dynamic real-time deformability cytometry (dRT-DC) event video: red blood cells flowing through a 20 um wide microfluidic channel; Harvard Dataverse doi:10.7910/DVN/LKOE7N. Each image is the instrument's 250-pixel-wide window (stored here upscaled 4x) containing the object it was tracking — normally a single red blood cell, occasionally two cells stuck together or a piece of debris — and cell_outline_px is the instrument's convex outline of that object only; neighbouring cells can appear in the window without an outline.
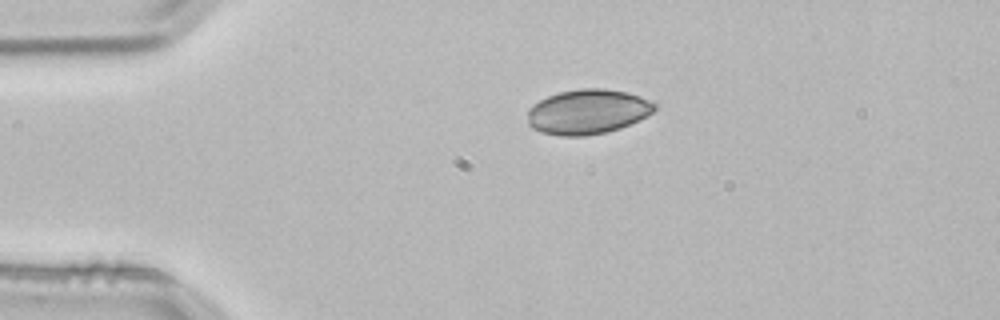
{"species": "common noctule bat (a hibernating species)", "species_latin": "Nyctalus noctula", "temperature_condition": "room temperature", "stored_images_in_passage": 2, "camera_frame_rate_fps": 3000, "um_per_image_px": 0.085, "animal": {"sex": "male", "body_mass_g": 21.5, "forearm_length_mm": 52.0}, "frame": {"image": 1, "passage_image": 1, "time_ms": 0.0, "image_size_px": [1000, 320], "cell_outline_px": [[656, 108], [648, 116], [640, 120], [620, 128], [608, 132], [584, 136], [560, 136], [540, 132], [532, 128], [528, 124], [528, 108], [532, 104], [548, 96], [560, 92], [580, 88], [604, 88], [628, 92], [640, 96], [656, 104]], "centroid_in_image_um": [49.95, 9.5], "position_along_channel_um": 35.1, "area_um2": 33.47}}